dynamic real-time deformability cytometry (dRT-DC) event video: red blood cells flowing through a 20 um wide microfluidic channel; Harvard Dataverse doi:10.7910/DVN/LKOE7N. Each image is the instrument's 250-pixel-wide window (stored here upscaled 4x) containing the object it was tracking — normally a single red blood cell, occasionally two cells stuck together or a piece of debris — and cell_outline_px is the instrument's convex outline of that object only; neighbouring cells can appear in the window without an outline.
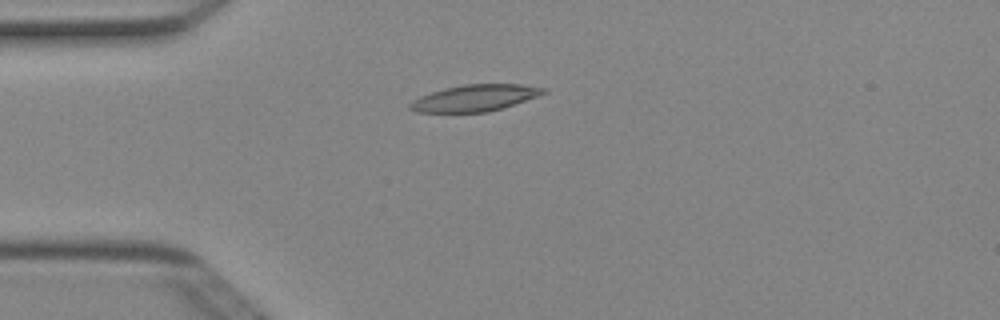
{"species": "Egyptian fruit bat (a non-hibernating species)", "species_latin": "Rousettus aegyptiacus", "temperature_condition": "cold", "stored_images_in_passage": 38, "camera_frame_rate_fps": 3000, "um_per_image_px": 0.085, "animal": {"sex": "female"}, "frame": {"image": 1, "passage_image": 1, "time_ms": 0.0, "image_size_px": [1000, 320], "cell_outline_px": [[548, 92], [488, 112], [416, 112], [408, 108], [408, 104], [412, 100], [420, 96], [444, 88], [464, 84], [520, 84], [548, 88]], "centroid_in_image_um": [40.33, 8.32], "position_along_channel_um": 44.7, "area_um2": 20.46}}
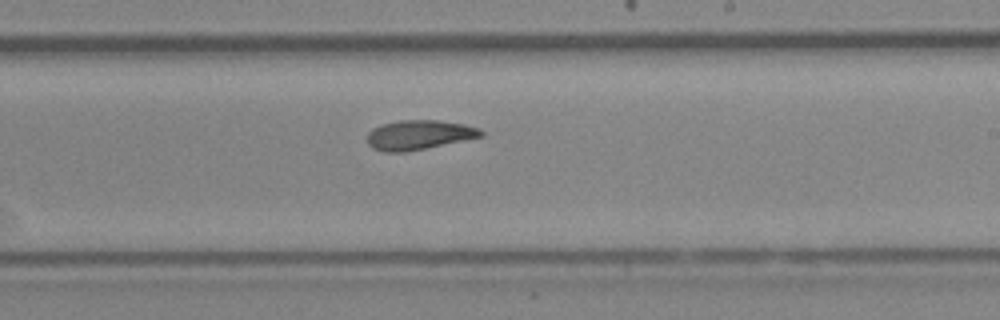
{"frame": {"image": 2, "passage_image": 18, "time_ms": 5.667, "image_size_px": [1000, 320], "cell_outline_px": [[484, 136], [404, 152], [384, 152], [372, 148], [368, 144], [368, 132], [372, 128], [380, 124], [400, 120], [436, 120], [464, 124], [480, 128], [484, 132]], "centroid_in_image_um": [35.59, 11.45], "position_along_channel_um": 253.4, "area_um2": 19.54}}
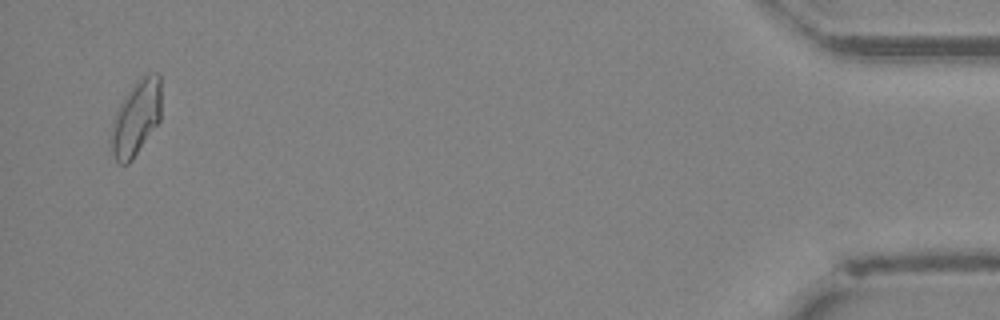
{"frame": {"image": 3, "passage_image": 37, "time_ms": 12.0, "image_size_px": [1000, 320], "cell_outline_px": [[160, 120], [132, 160], [128, 164], [120, 164], [116, 160], [112, 152], [112, 124], [116, 112], [124, 96], [132, 84], [144, 76], [156, 72], [160, 76]], "centroid_in_image_um": [11.57, 10.02], "position_along_channel_um": 423.6, "area_um2": 21.56}, "authors_computed_cell_mechanics": {"area_um2": 19.652, "velocity_mm_per_s": 4.0197, "shape_relaxation_time_tau1_ms": 5.6902, "shape_relaxation_time_tau2_ms": 5.3951, "deformation_change_tau1": 0.1554, "deformation_change_tau2": 0.1233}}